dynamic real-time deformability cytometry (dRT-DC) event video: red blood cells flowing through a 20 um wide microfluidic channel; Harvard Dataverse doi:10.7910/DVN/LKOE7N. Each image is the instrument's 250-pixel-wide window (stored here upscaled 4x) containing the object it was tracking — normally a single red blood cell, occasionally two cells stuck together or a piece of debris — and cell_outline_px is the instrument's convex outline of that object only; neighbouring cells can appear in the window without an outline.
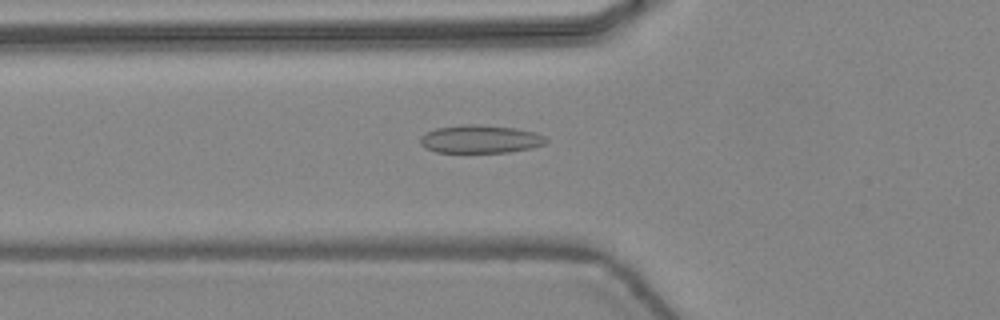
{"species": "common noctule bat (a hibernating species)", "species_latin": "Nyctalus noctula", "temperature_condition": "warm", "stored_images_in_passage": 47, "camera_frame_rate_fps": 3000, "um_per_image_px": 0.085, "animal": {"sex": "female", "body_mass_g": 24.6, "forearm_length_mm": 56.2}, "frame": {"image": 1, "passage_image": 18, "time_ms": 5.667, "image_size_px": [1000, 320], "cell_outline_px": [[548, 140], [544, 144], [532, 148], [508, 152], [436, 152], [420, 144], [420, 136], [424, 132], [436, 128], [464, 124], [476, 124], [516, 128], [536, 132], [544, 136]], "centroid_in_image_um": [40.82, 11.81], "position_along_channel_um": 85.0, "area_um2": 20.63}}
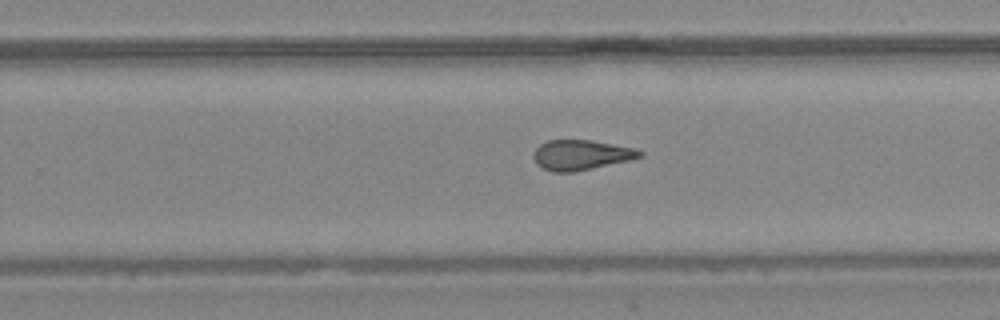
{"frame": {"image": 2, "passage_image": 31, "time_ms": 10.0, "image_size_px": [1000, 320], "cell_outline_px": [[644, 156], [628, 160], [592, 168], [572, 172], [552, 172], [536, 164], [532, 156], [536, 148], [540, 144], [548, 140], [592, 140], [636, 148], [644, 152]], "centroid_in_image_um": [49.39, 13.16], "position_along_channel_um": 280.4, "area_um2": 18.61}}
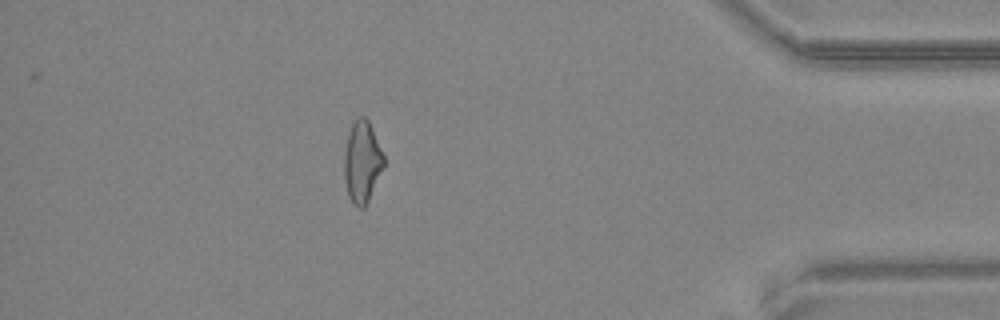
{"frame": {"image": 3, "passage_image": 42, "time_ms": 13.667, "image_size_px": [1000, 320], "cell_outline_px": [[384, 168], [364, 208], [356, 208], [352, 204], [348, 196], [344, 180], [344, 152], [348, 132], [352, 124], [360, 116], [364, 116], [368, 120], [384, 156]], "centroid_in_image_um": [30.76, 13.8], "position_along_channel_um": 404.4, "area_um2": 18.9}}